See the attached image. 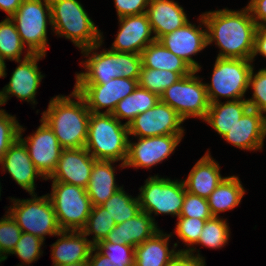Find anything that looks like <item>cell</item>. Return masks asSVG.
Wrapping results in <instances>:
<instances>
[{"label": "cell", "instance_id": "obj_1", "mask_svg": "<svg viewBox=\"0 0 266 266\" xmlns=\"http://www.w3.org/2000/svg\"><path fill=\"white\" fill-rule=\"evenodd\" d=\"M200 17L207 28V45L215 41L221 49L218 58L251 60L257 25L248 7L241 11H210Z\"/></svg>", "mask_w": 266, "mask_h": 266}, {"label": "cell", "instance_id": "obj_2", "mask_svg": "<svg viewBox=\"0 0 266 266\" xmlns=\"http://www.w3.org/2000/svg\"><path fill=\"white\" fill-rule=\"evenodd\" d=\"M70 96H56L51 99L42 118L52 129L63 149L85 147L90 110L84 98L74 89Z\"/></svg>", "mask_w": 266, "mask_h": 266}, {"label": "cell", "instance_id": "obj_3", "mask_svg": "<svg viewBox=\"0 0 266 266\" xmlns=\"http://www.w3.org/2000/svg\"><path fill=\"white\" fill-rule=\"evenodd\" d=\"M51 26L71 39L85 57L102 45V34L78 0H50Z\"/></svg>", "mask_w": 266, "mask_h": 266}, {"label": "cell", "instance_id": "obj_4", "mask_svg": "<svg viewBox=\"0 0 266 266\" xmlns=\"http://www.w3.org/2000/svg\"><path fill=\"white\" fill-rule=\"evenodd\" d=\"M128 138V126L112 114L90 113L85 148L95 160H121V167H125Z\"/></svg>", "mask_w": 266, "mask_h": 266}, {"label": "cell", "instance_id": "obj_5", "mask_svg": "<svg viewBox=\"0 0 266 266\" xmlns=\"http://www.w3.org/2000/svg\"><path fill=\"white\" fill-rule=\"evenodd\" d=\"M84 61L86 72L76 74L75 84H104L112 78L124 77L139 79L142 58L141 54L104 50Z\"/></svg>", "mask_w": 266, "mask_h": 266}, {"label": "cell", "instance_id": "obj_6", "mask_svg": "<svg viewBox=\"0 0 266 266\" xmlns=\"http://www.w3.org/2000/svg\"><path fill=\"white\" fill-rule=\"evenodd\" d=\"M48 195L62 231H81L92 210L86 189L77 185L52 181Z\"/></svg>", "mask_w": 266, "mask_h": 266}, {"label": "cell", "instance_id": "obj_7", "mask_svg": "<svg viewBox=\"0 0 266 266\" xmlns=\"http://www.w3.org/2000/svg\"><path fill=\"white\" fill-rule=\"evenodd\" d=\"M32 199H12L13 205L7 212L15 220L22 232L33 234L45 240L44 235L59 234L62 229L58 224L55 210L48 195ZM37 197V198H36Z\"/></svg>", "mask_w": 266, "mask_h": 266}, {"label": "cell", "instance_id": "obj_8", "mask_svg": "<svg viewBox=\"0 0 266 266\" xmlns=\"http://www.w3.org/2000/svg\"><path fill=\"white\" fill-rule=\"evenodd\" d=\"M46 10V11H45ZM17 28L22 43L32 54H46L47 18L51 25L50 0H23L10 17Z\"/></svg>", "mask_w": 266, "mask_h": 266}, {"label": "cell", "instance_id": "obj_9", "mask_svg": "<svg viewBox=\"0 0 266 266\" xmlns=\"http://www.w3.org/2000/svg\"><path fill=\"white\" fill-rule=\"evenodd\" d=\"M251 60L216 58L211 84H205L209 103L219 102L218 97L243 99L249 88Z\"/></svg>", "mask_w": 266, "mask_h": 266}, {"label": "cell", "instance_id": "obj_10", "mask_svg": "<svg viewBox=\"0 0 266 266\" xmlns=\"http://www.w3.org/2000/svg\"><path fill=\"white\" fill-rule=\"evenodd\" d=\"M197 72L182 76L160 96V101L173 108L184 120L189 117L204 120L209 109L206 86L195 76Z\"/></svg>", "mask_w": 266, "mask_h": 266}, {"label": "cell", "instance_id": "obj_11", "mask_svg": "<svg viewBox=\"0 0 266 266\" xmlns=\"http://www.w3.org/2000/svg\"><path fill=\"white\" fill-rule=\"evenodd\" d=\"M145 182L138 196L141 211L150 216L154 212L156 215L162 213L179 217L186 192L183 181H171L156 175Z\"/></svg>", "mask_w": 266, "mask_h": 266}, {"label": "cell", "instance_id": "obj_12", "mask_svg": "<svg viewBox=\"0 0 266 266\" xmlns=\"http://www.w3.org/2000/svg\"><path fill=\"white\" fill-rule=\"evenodd\" d=\"M138 86V79L112 78L104 84H75L74 89L84 98L93 113L112 114L117 103L130 95ZM107 108L105 112L100 109Z\"/></svg>", "mask_w": 266, "mask_h": 266}, {"label": "cell", "instance_id": "obj_13", "mask_svg": "<svg viewBox=\"0 0 266 266\" xmlns=\"http://www.w3.org/2000/svg\"><path fill=\"white\" fill-rule=\"evenodd\" d=\"M184 119L169 105L158 101V103L139 114L129 124V135L142 137H153L160 135H183L184 130L180 126Z\"/></svg>", "mask_w": 266, "mask_h": 266}, {"label": "cell", "instance_id": "obj_14", "mask_svg": "<svg viewBox=\"0 0 266 266\" xmlns=\"http://www.w3.org/2000/svg\"><path fill=\"white\" fill-rule=\"evenodd\" d=\"M40 121L42 123L36 132L26 139L22 138L21 133L24 130L20 126L19 139L27 147L34 166L47 179L56 168L63 148L48 124L43 119Z\"/></svg>", "mask_w": 266, "mask_h": 266}, {"label": "cell", "instance_id": "obj_15", "mask_svg": "<svg viewBox=\"0 0 266 266\" xmlns=\"http://www.w3.org/2000/svg\"><path fill=\"white\" fill-rule=\"evenodd\" d=\"M183 135L142 137L137 143L128 141L125 167L150 168L168 158L180 143Z\"/></svg>", "mask_w": 266, "mask_h": 266}, {"label": "cell", "instance_id": "obj_16", "mask_svg": "<svg viewBox=\"0 0 266 266\" xmlns=\"http://www.w3.org/2000/svg\"><path fill=\"white\" fill-rule=\"evenodd\" d=\"M45 57L43 54H32L27 51L24 59L17 61L18 67L13 71L10 82L0 91V106L8 100V95L16 96L35 104V95L43 75L38 69L37 61Z\"/></svg>", "mask_w": 266, "mask_h": 266}, {"label": "cell", "instance_id": "obj_17", "mask_svg": "<svg viewBox=\"0 0 266 266\" xmlns=\"http://www.w3.org/2000/svg\"><path fill=\"white\" fill-rule=\"evenodd\" d=\"M96 160L83 148L62 149L56 168L46 179L87 188Z\"/></svg>", "mask_w": 266, "mask_h": 266}, {"label": "cell", "instance_id": "obj_18", "mask_svg": "<svg viewBox=\"0 0 266 266\" xmlns=\"http://www.w3.org/2000/svg\"><path fill=\"white\" fill-rule=\"evenodd\" d=\"M159 41L173 54L183 59L194 71H200V65L191 55L207 47V30L196 28L187 22L183 27L162 36Z\"/></svg>", "mask_w": 266, "mask_h": 266}, {"label": "cell", "instance_id": "obj_19", "mask_svg": "<svg viewBox=\"0 0 266 266\" xmlns=\"http://www.w3.org/2000/svg\"><path fill=\"white\" fill-rule=\"evenodd\" d=\"M121 25L111 47L116 52L141 54L156 39L152 32L147 14L124 16L119 18Z\"/></svg>", "mask_w": 266, "mask_h": 266}, {"label": "cell", "instance_id": "obj_20", "mask_svg": "<svg viewBox=\"0 0 266 266\" xmlns=\"http://www.w3.org/2000/svg\"><path fill=\"white\" fill-rule=\"evenodd\" d=\"M264 113L249 108L222 138L244 150H261L266 136Z\"/></svg>", "mask_w": 266, "mask_h": 266}, {"label": "cell", "instance_id": "obj_21", "mask_svg": "<svg viewBox=\"0 0 266 266\" xmlns=\"http://www.w3.org/2000/svg\"><path fill=\"white\" fill-rule=\"evenodd\" d=\"M3 171L6 170L15 182L23 189L35 194V178L38 176L46 178L34 166L27 147L18 138L3 155L0 161Z\"/></svg>", "mask_w": 266, "mask_h": 266}, {"label": "cell", "instance_id": "obj_22", "mask_svg": "<svg viewBox=\"0 0 266 266\" xmlns=\"http://www.w3.org/2000/svg\"><path fill=\"white\" fill-rule=\"evenodd\" d=\"M147 8L146 14L156 40L189 22L184 9L173 0H149Z\"/></svg>", "mask_w": 266, "mask_h": 266}, {"label": "cell", "instance_id": "obj_23", "mask_svg": "<svg viewBox=\"0 0 266 266\" xmlns=\"http://www.w3.org/2000/svg\"><path fill=\"white\" fill-rule=\"evenodd\" d=\"M158 231L160 230L157 228L154 218L141 211L135 217L115 225L105 241L136 247L153 237Z\"/></svg>", "mask_w": 266, "mask_h": 266}, {"label": "cell", "instance_id": "obj_24", "mask_svg": "<svg viewBox=\"0 0 266 266\" xmlns=\"http://www.w3.org/2000/svg\"><path fill=\"white\" fill-rule=\"evenodd\" d=\"M57 236L61 238L51 245L54 265L88 261L94 245L82 231H61Z\"/></svg>", "mask_w": 266, "mask_h": 266}, {"label": "cell", "instance_id": "obj_25", "mask_svg": "<svg viewBox=\"0 0 266 266\" xmlns=\"http://www.w3.org/2000/svg\"><path fill=\"white\" fill-rule=\"evenodd\" d=\"M224 178L220 175L219 164L207 151L193 166L183 183L187 192L207 199Z\"/></svg>", "mask_w": 266, "mask_h": 266}, {"label": "cell", "instance_id": "obj_26", "mask_svg": "<svg viewBox=\"0 0 266 266\" xmlns=\"http://www.w3.org/2000/svg\"><path fill=\"white\" fill-rule=\"evenodd\" d=\"M170 235L158 231L153 237L135 247L134 266H168L179 254L169 250Z\"/></svg>", "mask_w": 266, "mask_h": 266}, {"label": "cell", "instance_id": "obj_27", "mask_svg": "<svg viewBox=\"0 0 266 266\" xmlns=\"http://www.w3.org/2000/svg\"><path fill=\"white\" fill-rule=\"evenodd\" d=\"M116 161L96 160L90 175V180L86 188L88 197L92 206H101L104 204L117 190L115 183V169L112 163Z\"/></svg>", "mask_w": 266, "mask_h": 266}, {"label": "cell", "instance_id": "obj_28", "mask_svg": "<svg viewBox=\"0 0 266 266\" xmlns=\"http://www.w3.org/2000/svg\"><path fill=\"white\" fill-rule=\"evenodd\" d=\"M250 108L246 99L210 103L204 119L220 136H224Z\"/></svg>", "mask_w": 266, "mask_h": 266}, {"label": "cell", "instance_id": "obj_29", "mask_svg": "<svg viewBox=\"0 0 266 266\" xmlns=\"http://www.w3.org/2000/svg\"><path fill=\"white\" fill-rule=\"evenodd\" d=\"M142 66L177 72L181 77L194 70L180 57L169 51L159 40L150 43L142 52Z\"/></svg>", "mask_w": 266, "mask_h": 266}, {"label": "cell", "instance_id": "obj_30", "mask_svg": "<svg viewBox=\"0 0 266 266\" xmlns=\"http://www.w3.org/2000/svg\"><path fill=\"white\" fill-rule=\"evenodd\" d=\"M244 194L245 190L238 177H225L207 198L212 216L219 217V212L238 206Z\"/></svg>", "mask_w": 266, "mask_h": 266}, {"label": "cell", "instance_id": "obj_31", "mask_svg": "<svg viewBox=\"0 0 266 266\" xmlns=\"http://www.w3.org/2000/svg\"><path fill=\"white\" fill-rule=\"evenodd\" d=\"M159 100L160 97L157 94L138 85L130 95L117 103L112 115L119 121L121 118L128 119L125 124L129 126L135 117L154 107Z\"/></svg>", "mask_w": 266, "mask_h": 266}, {"label": "cell", "instance_id": "obj_32", "mask_svg": "<svg viewBox=\"0 0 266 266\" xmlns=\"http://www.w3.org/2000/svg\"><path fill=\"white\" fill-rule=\"evenodd\" d=\"M104 207L111 218H114L116 225L135 217L141 212L139 199L127 195L123 187L117 190L104 204Z\"/></svg>", "mask_w": 266, "mask_h": 266}, {"label": "cell", "instance_id": "obj_33", "mask_svg": "<svg viewBox=\"0 0 266 266\" xmlns=\"http://www.w3.org/2000/svg\"><path fill=\"white\" fill-rule=\"evenodd\" d=\"M25 45L17 31L16 25L11 18L0 22V58L12 61L21 60V54Z\"/></svg>", "mask_w": 266, "mask_h": 266}, {"label": "cell", "instance_id": "obj_34", "mask_svg": "<svg viewBox=\"0 0 266 266\" xmlns=\"http://www.w3.org/2000/svg\"><path fill=\"white\" fill-rule=\"evenodd\" d=\"M180 78L181 76L177 72L157 70L142 66L138 79V85L160 97L164 90Z\"/></svg>", "mask_w": 266, "mask_h": 266}, {"label": "cell", "instance_id": "obj_35", "mask_svg": "<svg viewBox=\"0 0 266 266\" xmlns=\"http://www.w3.org/2000/svg\"><path fill=\"white\" fill-rule=\"evenodd\" d=\"M114 218L102 206H93L84 228L81 230L86 236L95 234L91 243L95 246L101 240H105L109 232L115 227Z\"/></svg>", "mask_w": 266, "mask_h": 266}, {"label": "cell", "instance_id": "obj_36", "mask_svg": "<svg viewBox=\"0 0 266 266\" xmlns=\"http://www.w3.org/2000/svg\"><path fill=\"white\" fill-rule=\"evenodd\" d=\"M229 227L226 220L212 217L205 221L197 244L216 249L225 246L229 239Z\"/></svg>", "mask_w": 266, "mask_h": 266}, {"label": "cell", "instance_id": "obj_37", "mask_svg": "<svg viewBox=\"0 0 266 266\" xmlns=\"http://www.w3.org/2000/svg\"><path fill=\"white\" fill-rule=\"evenodd\" d=\"M44 240L33 234L22 232L21 237L11 254H16L26 264L36 261L41 255Z\"/></svg>", "mask_w": 266, "mask_h": 266}, {"label": "cell", "instance_id": "obj_38", "mask_svg": "<svg viewBox=\"0 0 266 266\" xmlns=\"http://www.w3.org/2000/svg\"><path fill=\"white\" fill-rule=\"evenodd\" d=\"M20 125L15 116L0 110V161L9 147L19 138Z\"/></svg>", "mask_w": 266, "mask_h": 266}, {"label": "cell", "instance_id": "obj_39", "mask_svg": "<svg viewBox=\"0 0 266 266\" xmlns=\"http://www.w3.org/2000/svg\"><path fill=\"white\" fill-rule=\"evenodd\" d=\"M253 68L249 76V84L253 88V96L247 102L251 109L266 113V68L253 75Z\"/></svg>", "mask_w": 266, "mask_h": 266}, {"label": "cell", "instance_id": "obj_40", "mask_svg": "<svg viewBox=\"0 0 266 266\" xmlns=\"http://www.w3.org/2000/svg\"><path fill=\"white\" fill-rule=\"evenodd\" d=\"M21 228L10 214L0 220V247L3 253L11 254L21 237Z\"/></svg>", "mask_w": 266, "mask_h": 266}, {"label": "cell", "instance_id": "obj_41", "mask_svg": "<svg viewBox=\"0 0 266 266\" xmlns=\"http://www.w3.org/2000/svg\"><path fill=\"white\" fill-rule=\"evenodd\" d=\"M180 217H193L206 221L213 216L210 212L207 199L186 191Z\"/></svg>", "mask_w": 266, "mask_h": 266}, {"label": "cell", "instance_id": "obj_42", "mask_svg": "<svg viewBox=\"0 0 266 266\" xmlns=\"http://www.w3.org/2000/svg\"><path fill=\"white\" fill-rule=\"evenodd\" d=\"M205 220L189 217H178L175 233L177 236L191 246L197 244L202 232Z\"/></svg>", "mask_w": 266, "mask_h": 266}, {"label": "cell", "instance_id": "obj_43", "mask_svg": "<svg viewBox=\"0 0 266 266\" xmlns=\"http://www.w3.org/2000/svg\"><path fill=\"white\" fill-rule=\"evenodd\" d=\"M101 254L111 260H134L135 247L101 240L95 246Z\"/></svg>", "mask_w": 266, "mask_h": 266}, {"label": "cell", "instance_id": "obj_44", "mask_svg": "<svg viewBox=\"0 0 266 266\" xmlns=\"http://www.w3.org/2000/svg\"><path fill=\"white\" fill-rule=\"evenodd\" d=\"M118 18L146 13L149 0H114Z\"/></svg>", "mask_w": 266, "mask_h": 266}, {"label": "cell", "instance_id": "obj_45", "mask_svg": "<svg viewBox=\"0 0 266 266\" xmlns=\"http://www.w3.org/2000/svg\"><path fill=\"white\" fill-rule=\"evenodd\" d=\"M195 248H187L186 250H178V256L168 266H205V260L193 254Z\"/></svg>", "mask_w": 266, "mask_h": 266}, {"label": "cell", "instance_id": "obj_46", "mask_svg": "<svg viewBox=\"0 0 266 266\" xmlns=\"http://www.w3.org/2000/svg\"><path fill=\"white\" fill-rule=\"evenodd\" d=\"M93 247L87 261V266H134V260H111Z\"/></svg>", "mask_w": 266, "mask_h": 266}, {"label": "cell", "instance_id": "obj_47", "mask_svg": "<svg viewBox=\"0 0 266 266\" xmlns=\"http://www.w3.org/2000/svg\"><path fill=\"white\" fill-rule=\"evenodd\" d=\"M247 7L257 27L266 25V0H250Z\"/></svg>", "mask_w": 266, "mask_h": 266}, {"label": "cell", "instance_id": "obj_48", "mask_svg": "<svg viewBox=\"0 0 266 266\" xmlns=\"http://www.w3.org/2000/svg\"><path fill=\"white\" fill-rule=\"evenodd\" d=\"M258 53L261 54L263 57H266V25L258 26L256 28L254 36V50L251 57V61H253L254 57Z\"/></svg>", "mask_w": 266, "mask_h": 266}, {"label": "cell", "instance_id": "obj_49", "mask_svg": "<svg viewBox=\"0 0 266 266\" xmlns=\"http://www.w3.org/2000/svg\"><path fill=\"white\" fill-rule=\"evenodd\" d=\"M23 0H0V9L10 18L19 8Z\"/></svg>", "mask_w": 266, "mask_h": 266}, {"label": "cell", "instance_id": "obj_50", "mask_svg": "<svg viewBox=\"0 0 266 266\" xmlns=\"http://www.w3.org/2000/svg\"><path fill=\"white\" fill-rule=\"evenodd\" d=\"M5 62L0 58V78L6 76Z\"/></svg>", "mask_w": 266, "mask_h": 266}, {"label": "cell", "instance_id": "obj_51", "mask_svg": "<svg viewBox=\"0 0 266 266\" xmlns=\"http://www.w3.org/2000/svg\"><path fill=\"white\" fill-rule=\"evenodd\" d=\"M54 266H87V262L63 264V265H54Z\"/></svg>", "mask_w": 266, "mask_h": 266}, {"label": "cell", "instance_id": "obj_52", "mask_svg": "<svg viewBox=\"0 0 266 266\" xmlns=\"http://www.w3.org/2000/svg\"><path fill=\"white\" fill-rule=\"evenodd\" d=\"M7 259L6 255H0V262L4 261Z\"/></svg>", "mask_w": 266, "mask_h": 266}, {"label": "cell", "instance_id": "obj_53", "mask_svg": "<svg viewBox=\"0 0 266 266\" xmlns=\"http://www.w3.org/2000/svg\"><path fill=\"white\" fill-rule=\"evenodd\" d=\"M0 255H5L0 247Z\"/></svg>", "mask_w": 266, "mask_h": 266}]
</instances>
